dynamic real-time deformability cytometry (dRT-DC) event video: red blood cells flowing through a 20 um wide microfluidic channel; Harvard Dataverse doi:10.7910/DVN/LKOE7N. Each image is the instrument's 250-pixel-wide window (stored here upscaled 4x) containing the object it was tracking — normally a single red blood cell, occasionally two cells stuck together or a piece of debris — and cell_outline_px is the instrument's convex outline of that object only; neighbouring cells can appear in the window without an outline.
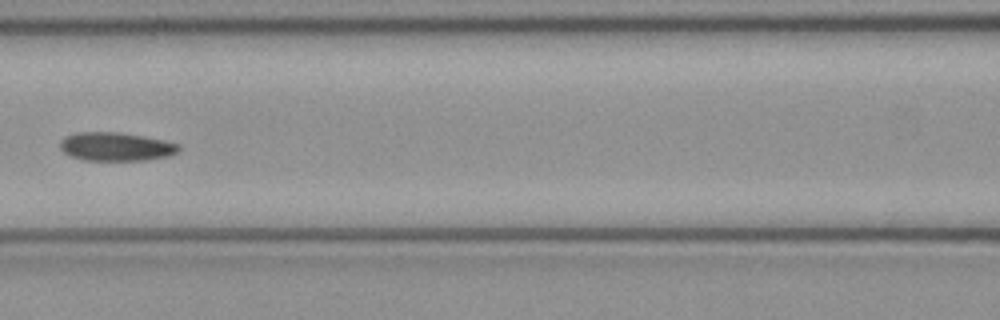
{"species": "common noctule bat (a hibernating species)", "species_latin": "Nyctalus noctula", "temperature_condition": "cold", "stored_images_in_passage": 6, "camera_frame_rate_fps": 3000, "um_per_image_px": 0.085, "animal": {"sex": "female", "body_mass_g": 21.9}, "frame": {"image": 1, "passage_image": 6, "time_ms": 1.667, "image_size_px": [1000, 320], "cell_outline_px": [[180, 152], [168, 156], [148, 160], [84, 160], [72, 156], [64, 152], [60, 148], [60, 140], [64, 136], [76, 132], [116, 132], [144, 136], [164, 140], [180, 144]], "centroid_in_image_um": [9.88, 12.46], "position_along_channel_um": 156.7, "area_um2": 19.88}}